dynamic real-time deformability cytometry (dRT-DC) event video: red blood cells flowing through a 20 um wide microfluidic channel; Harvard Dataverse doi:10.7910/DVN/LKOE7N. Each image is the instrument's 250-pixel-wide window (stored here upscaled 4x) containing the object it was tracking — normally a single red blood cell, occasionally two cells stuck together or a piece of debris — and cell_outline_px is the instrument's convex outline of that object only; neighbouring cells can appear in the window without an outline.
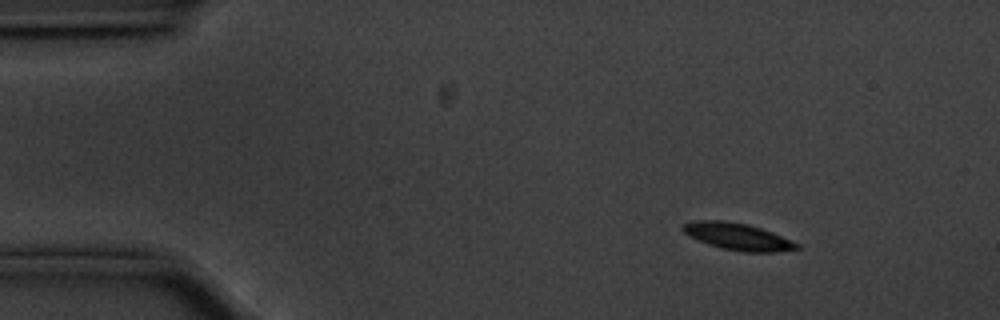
{"species": "common noctule bat (a hibernating species)", "species_latin": "Nyctalus noctula", "temperature_condition": "cold", "stored_images_in_passage": 53, "camera_frame_rate_fps": 3000, "um_per_image_px": 0.085, "animal": {"sex": "male", "body_mass_g": 20.1, "forearm_length_mm": 53.5}, "frame": {"image": 1, "passage_image": 4, "time_ms": 1.0, "image_size_px": [1000, 320], "cell_outline_px": [[800, 248], [776, 252], [744, 252], [720, 248], [708, 244], [688, 236], [680, 228], [680, 224], [692, 220], [724, 220], [748, 224], [772, 232], [800, 244]], "centroid_in_image_um": [62.65, 20.1], "position_along_channel_um": 22.4, "area_um2": 18.09}}
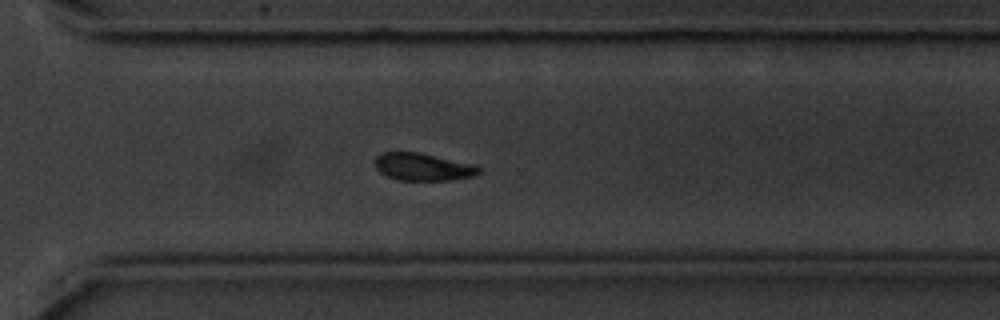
{"frame": {"image": 2, "passage_image": 37, "time_ms": 12.0, "image_size_px": [1000, 320], "cell_outline_px": [[480, 172], [472, 176], [452, 180], [400, 180], [388, 176], [380, 172], [376, 168], [376, 156], [380, 152], [416, 152], [476, 164], [480, 168]], "centroid_in_image_um": [35.96, 14.18], "position_along_channel_um": 334.6, "area_um2": 16.53}}
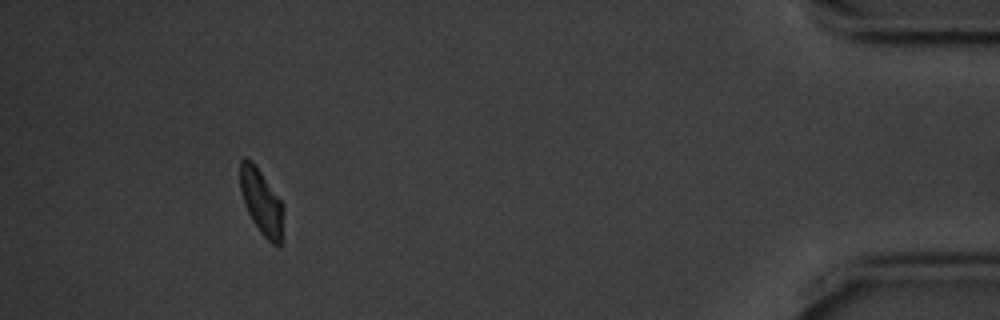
{"frame": {"image": 3, "passage_image": 49, "time_ms": 16.0, "image_size_px": [1000, 320], "cell_outline_px": [[284, 240], [280, 244], [272, 244], [260, 232], [252, 220], [244, 204], [240, 188], [240, 160], [244, 156], [252, 160], [284, 204]], "centroid_in_image_um": [22.26, 17.19], "position_along_channel_um": 412.9, "area_um2": 16.94}, "authors_computed_cell_mechanics": {"area_um2": 17.7446, "velocity_mm_per_s": 3.5183, "shape_relaxation_time_tau1_ms": 2.1814, "shape_relaxation_time_tau2_ms": null, "deformation_change_tau1": 0.1104, "deformation_change_tau2": null}}